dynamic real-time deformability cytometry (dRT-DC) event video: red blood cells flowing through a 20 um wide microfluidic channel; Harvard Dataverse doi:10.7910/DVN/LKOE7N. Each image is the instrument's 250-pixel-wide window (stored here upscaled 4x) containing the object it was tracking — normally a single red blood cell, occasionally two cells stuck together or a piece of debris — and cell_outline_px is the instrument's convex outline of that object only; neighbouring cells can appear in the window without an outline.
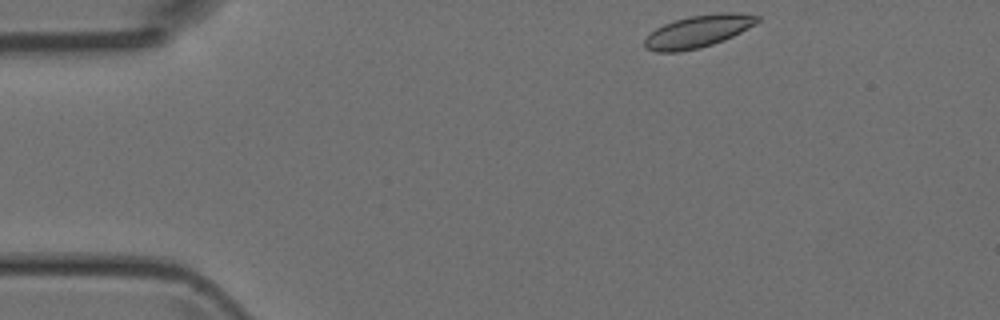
{"species": "Egyptian fruit bat (a non-hibernating species)", "species_latin": "Rousettus aegyptiacus", "temperature_condition": "room temperature", "stored_images_in_passage": 29, "camera_frame_rate_fps": 3000, "um_per_image_px": 0.085, "animal": {"sex": "female"}, "frame": {"image": 1, "passage_image": 1, "time_ms": 0.0, "image_size_px": [1000, 320], "cell_outline_px": [[760, 20], [740, 32], [724, 40], [700, 48], [680, 52], [656, 52], [644, 48], [644, 40], [656, 28], [664, 24], [676, 20], [692, 16], [720, 12], [732, 12], [760, 16]], "centroid_in_image_um": [59.31, 2.68], "position_along_channel_um": 25.7, "area_um2": 20.98}}
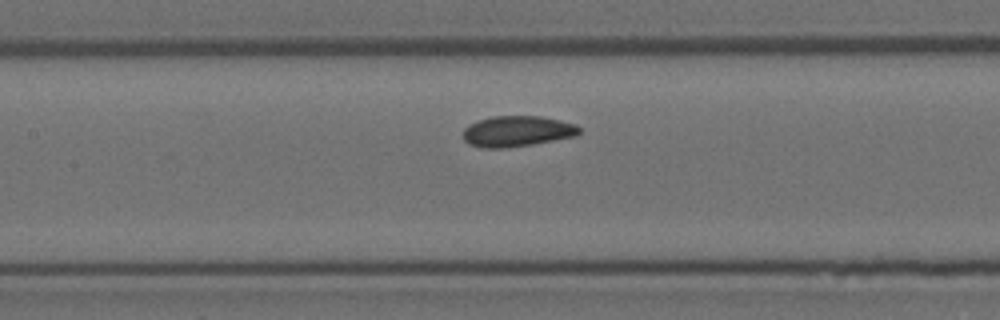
{"frame": {"image": 2, "passage_image": 16, "time_ms": 5.0, "image_size_px": [1000, 320], "cell_outline_px": [[580, 132], [576, 136], [532, 144], [504, 148], [480, 148], [468, 144], [464, 140], [464, 128], [468, 124], [492, 116], [540, 116], [560, 120], [576, 124], [580, 128]], "centroid_in_image_um": [43.94, 11.16], "position_along_channel_um": 163.5, "area_um2": 20.87}}
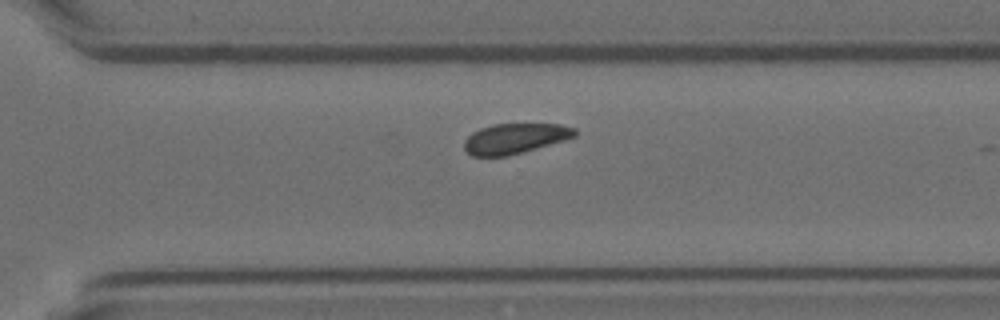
{"frame": {"image": 3, "passage_image": 28, "time_ms": 9.0, "image_size_px": [1000, 320], "cell_outline_px": [[576, 136], [564, 140], [508, 156], [472, 156], [464, 148], [464, 140], [472, 132], [480, 128], [492, 124], [560, 124], [576, 128]], "centroid_in_image_um": [43.75, 11.76], "position_along_channel_um": 326.8, "area_um2": 19.42}}